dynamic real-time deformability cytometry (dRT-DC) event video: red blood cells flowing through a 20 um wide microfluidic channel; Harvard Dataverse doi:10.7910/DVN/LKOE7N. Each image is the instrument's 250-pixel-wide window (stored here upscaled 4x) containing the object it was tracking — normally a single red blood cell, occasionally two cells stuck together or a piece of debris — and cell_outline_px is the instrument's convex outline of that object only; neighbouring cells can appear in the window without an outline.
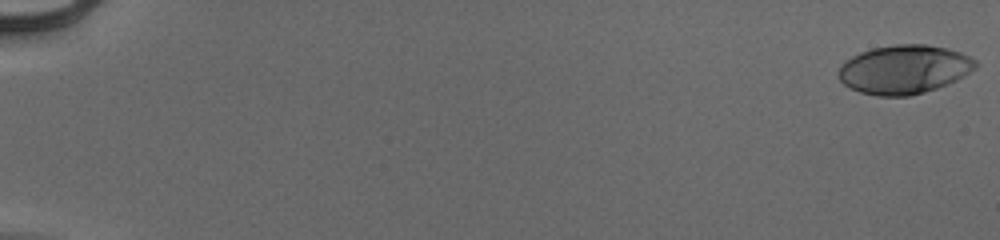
{"species": "human", "species_latin": "Homo sapiens", "temperature_condition": "cold", "stored_images_in_passage": 55, "camera_frame_rate_fps": 3000, "um_per_image_px": 0.085, "donor": {"sex": "male"}, "frame": {"image": 1, "passage_image": 1, "time_ms": 0.0, "image_size_px": [1000, 240], "cell_outline_px": [[976, 68], [956, 80], [948, 84], [924, 92], [908, 96], [876, 96], [860, 92], [844, 84], [836, 76], [840, 64], [844, 60], [860, 52], [872, 48], [896, 44], [924, 44], [948, 48], [960, 52], [976, 60]], "centroid_in_image_um": [76.81, 5.89], "position_along_channel_um": 8.2, "area_um2": 39.13}}
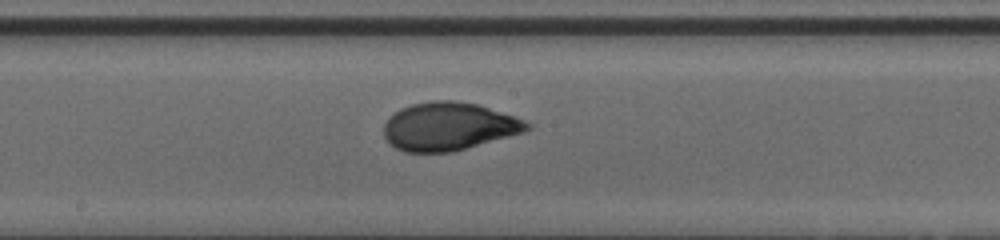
{"frame": {"image": 2, "passage_image": 32, "time_ms": 10.333, "image_size_px": [1000, 240], "cell_outline_px": [[532, 128], [524, 132], [452, 152], [404, 152], [396, 148], [384, 136], [384, 124], [400, 108], [412, 104], [432, 100], [456, 100], [476, 104], [524, 120], [532, 124]], "centroid_in_image_um": [38.15, 10.75], "position_along_channel_um": 210.1, "area_um2": 39.77}}
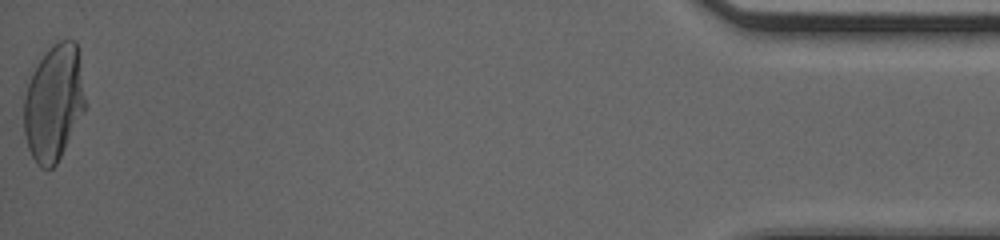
{"frame": {"image": 3, "passage_image": 55, "time_ms": 18.0, "image_size_px": [1000, 240], "cell_outline_px": [[84, 108], [56, 164], [52, 168], [40, 168], [36, 164], [28, 148], [24, 132], [24, 100], [28, 84], [32, 72], [48, 48], [52, 44], [60, 40], [76, 40], [84, 96]], "centroid_in_image_um": [4.53, 8.73], "position_along_channel_um": 430.7, "area_um2": 40.58}, "authors_computed_cell_mechanics": {"area_um2": 38.8994, "velocity_mm_per_s": 3.9502, "shape_relaxation_time_tau1_ms": 4.1531, "shape_relaxation_time_tau2_ms": null, "deformation_change_tau1": 0.1974, "deformation_change_tau2": null}}